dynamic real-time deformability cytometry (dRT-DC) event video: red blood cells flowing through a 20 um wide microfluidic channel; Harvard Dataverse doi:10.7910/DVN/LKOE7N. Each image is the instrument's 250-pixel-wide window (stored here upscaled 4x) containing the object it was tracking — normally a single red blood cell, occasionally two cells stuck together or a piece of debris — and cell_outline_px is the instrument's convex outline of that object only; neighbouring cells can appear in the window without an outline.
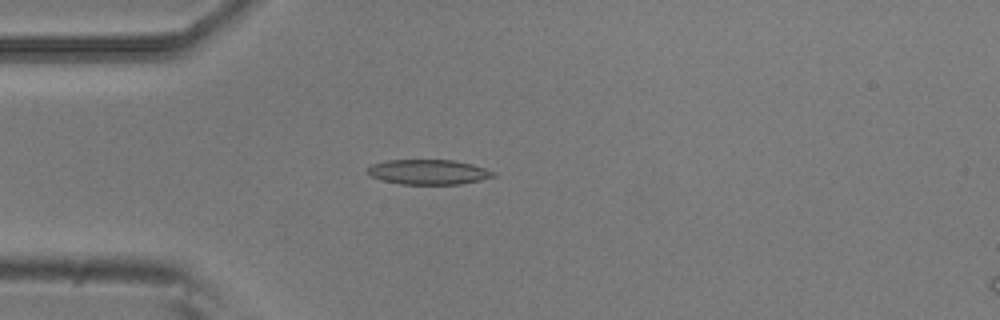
{"species": "common noctule bat (a hibernating species)", "species_latin": "Nyctalus noctula", "temperature_condition": "room temperature", "stored_images_in_passage": 5, "camera_frame_rate_fps": 3000, "um_per_image_px": 0.085, "animal": {"sex": "male", "body_mass_g": 20.5, "forearm_length_mm": 52.5}, "frame": {"image": 1, "passage_image": 4, "time_ms": 1.0, "image_size_px": [1000, 320], "cell_outline_px": [[496, 176], [480, 180], [460, 184], [400, 184], [384, 180], [372, 176], [364, 172], [372, 164], [384, 160], [452, 160], [472, 164], [496, 172]], "centroid_in_image_um": [36.41, 14.61], "position_along_channel_um": 48.6, "area_um2": 18.26}}